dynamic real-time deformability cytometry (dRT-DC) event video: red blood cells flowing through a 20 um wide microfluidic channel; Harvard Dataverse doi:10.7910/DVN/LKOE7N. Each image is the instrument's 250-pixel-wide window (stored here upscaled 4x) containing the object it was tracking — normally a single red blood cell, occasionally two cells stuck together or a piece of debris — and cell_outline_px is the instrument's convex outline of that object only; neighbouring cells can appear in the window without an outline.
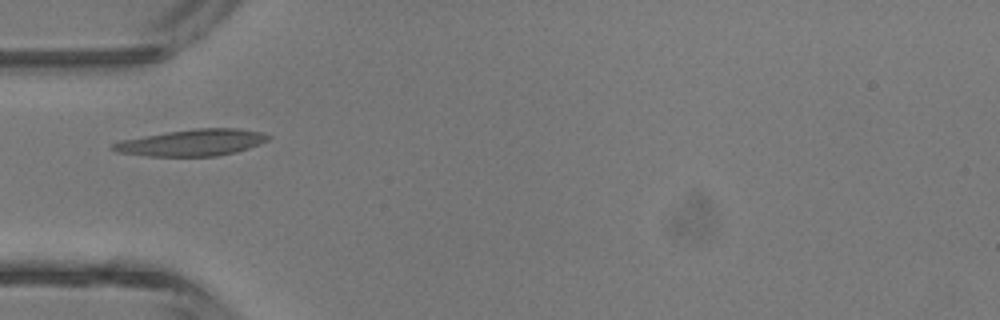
{"species": "common noctule bat (a hibernating species)", "species_latin": "Nyctalus noctula", "temperature_condition": "room temperature", "stored_images_in_passage": 3, "camera_frame_rate_fps": 3000, "um_per_image_px": 0.085, "animal": {"sex": "male", "body_mass_g": 13.3}, "frame": {"image": 1, "passage_image": 2, "time_ms": 1.333, "image_size_px": [1000, 320], "cell_outline_px": [[272, 136], [268, 140], [260, 144], [248, 148], [216, 156], [148, 156], [116, 152], [108, 148], [116, 140], [168, 132], [196, 128], [236, 128], [260, 132]], "centroid_in_image_um": [16.25, 12.12], "position_along_channel_um": 68.7, "area_um2": 24.04}}
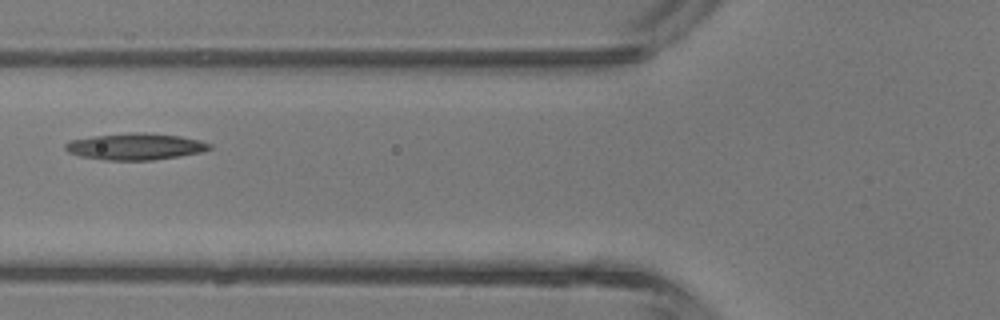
{"frame": {"image": 2, "passage_image": 3, "time_ms": 2.333, "image_size_px": [1000, 320], "cell_outline_px": [[212, 148], [200, 152], [180, 156], [152, 160], [104, 160], [80, 156], [68, 152], [64, 148], [64, 144], [68, 140], [92, 136], [128, 132], [144, 132], [180, 136], [200, 140], [212, 144]], "centroid_in_image_um": [11.48, 12.45], "position_along_channel_um": 114.3, "area_um2": 22.54}}